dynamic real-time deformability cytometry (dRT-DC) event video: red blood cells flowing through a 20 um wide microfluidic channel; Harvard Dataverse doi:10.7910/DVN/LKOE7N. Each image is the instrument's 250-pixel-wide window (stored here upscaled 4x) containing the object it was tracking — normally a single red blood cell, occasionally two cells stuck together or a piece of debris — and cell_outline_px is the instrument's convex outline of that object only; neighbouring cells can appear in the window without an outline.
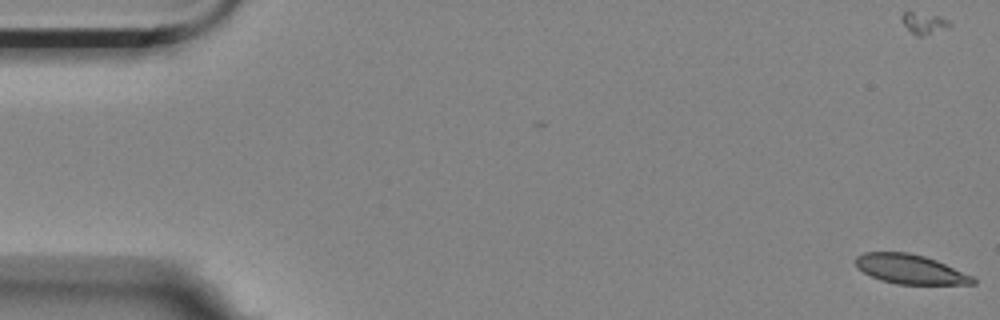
{"species": "Egyptian fruit bat (a non-hibernating species)", "species_latin": "Rousettus aegyptiacus", "temperature_condition": "room temperature", "stored_images_in_passage": 2, "camera_frame_rate_fps": 3000, "um_per_image_px": 0.085, "animal": {"sex": "female"}, "frame": {"image": 1, "passage_image": 2, "time_ms": 0.333, "image_size_px": [1000, 320], "cell_outline_px": [[976, 284], [896, 284], [880, 280], [856, 268], [856, 256], [864, 252], [908, 252], [924, 256], [936, 260], [972, 276], [976, 280]], "centroid_in_image_um": [77.34, 22.88], "position_along_channel_um": 7.7, "area_um2": 20.0}}